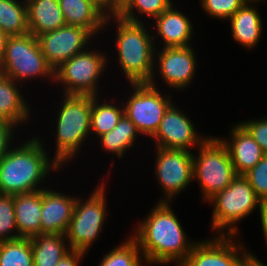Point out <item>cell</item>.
<instances>
[{"instance_id":"1","label":"cell","mask_w":267,"mask_h":266,"mask_svg":"<svg viewBox=\"0 0 267 266\" xmlns=\"http://www.w3.org/2000/svg\"><path fill=\"white\" fill-rule=\"evenodd\" d=\"M169 202H157L130 235L137 241L146 265L180 266L198 241L187 238ZM190 240V241H188Z\"/></svg>"},{"instance_id":"2","label":"cell","mask_w":267,"mask_h":266,"mask_svg":"<svg viewBox=\"0 0 267 266\" xmlns=\"http://www.w3.org/2000/svg\"><path fill=\"white\" fill-rule=\"evenodd\" d=\"M29 139L14 143L0 158V194L16 195L46 188L42 184L46 176L61 170L37 134Z\"/></svg>"},{"instance_id":"3","label":"cell","mask_w":267,"mask_h":266,"mask_svg":"<svg viewBox=\"0 0 267 266\" xmlns=\"http://www.w3.org/2000/svg\"><path fill=\"white\" fill-rule=\"evenodd\" d=\"M110 22L117 25L116 34H113L116 35L117 65L123 70L127 83L149 84L154 75L156 48L147 22H130L118 15L107 16L105 31Z\"/></svg>"},{"instance_id":"4","label":"cell","mask_w":267,"mask_h":266,"mask_svg":"<svg viewBox=\"0 0 267 266\" xmlns=\"http://www.w3.org/2000/svg\"><path fill=\"white\" fill-rule=\"evenodd\" d=\"M55 117L56 139L53 159L62 167L71 162L91 136L92 95H62ZM64 166V167H63Z\"/></svg>"},{"instance_id":"5","label":"cell","mask_w":267,"mask_h":266,"mask_svg":"<svg viewBox=\"0 0 267 266\" xmlns=\"http://www.w3.org/2000/svg\"><path fill=\"white\" fill-rule=\"evenodd\" d=\"M260 201L244 175H237L229 186L207 201L213 205L211 230L217 233L214 235L239 236L237 225L258 207L260 213Z\"/></svg>"},{"instance_id":"6","label":"cell","mask_w":267,"mask_h":266,"mask_svg":"<svg viewBox=\"0 0 267 266\" xmlns=\"http://www.w3.org/2000/svg\"><path fill=\"white\" fill-rule=\"evenodd\" d=\"M193 153V180L198 181L202 199L208 201L237 176L226 146L218 137L208 136Z\"/></svg>"},{"instance_id":"7","label":"cell","mask_w":267,"mask_h":266,"mask_svg":"<svg viewBox=\"0 0 267 266\" xmlns=\"http://www.w3.org/2000/svg\"><path fill=\"white\" fill-rule=\"evenodd\" d=\"M104 179L91 191L84 201L77 197L73 216L69 222L65 237L71 250L88 253L90 247L96 243L103 232V225L107 219V196Z\"/></svg>"},{"instance_id":"8","label":"cell","mask_w":267,"mask_h":266,"mask_svg":"<svg viewBox=\"0 0 267 266\" xmlns=\"http://www.w3.org/2000/svg\"><path fill=\"white\" fill-rule=\"evenodd\" d=\"M0 73L18 83L41 77L54 83V70L47 63L37 37L31 33L7 37Z\"/></svg>"},{"instance_id":"9","label":"cell","mask_w":267,"mask_h":266,"mask_svg":"<svg viewBox=\"0 0 267 266\" xmlns=\"http://www.w3.org/2000/svg\"><path fill=\"white\" fill-rule=\"evenodd\" d=\"M106 53L87 48L57 68L54 71V83L63 86L62 95L99 96V79L109 63Z\"/></svg>"},{"instance_id":"10","label":"cell","mask_w":267,"mask_h":266,"mask_svg":"<svg viewBox=\"0 0 267 266\" xmlns=\"http://www.w3.org/2000/svg\"><path fill=\"white\" fill-rule=\"evenodd\" d=\"M130 88V97L123 100L124 114L135 124L141 135L151 139L158 130L165 111L175 102L172 100L174 95H163L155 78L149 84H130Z\"/></svg>"},{"instance_id":"11","label":"cell","mask_w":267,"mask_h":266,"mask_svg":"<svg viewBox=\"0 0 267 266\" xmlns=\"http://www.w3.org/2000/svg\"><path fill=\"white\" fill-rule=\"evenodd\" d=\"M155 177L162 188L159 202L172 203L193 180V152L155 147Z\"/></svg>"},{"instance_id":"12","label":"cell","mask_w":267,"mask_h":266,"mask_svg":"<svg viewBox=\"0 0 267 266\" xmlns=\"http://www.w3.org/2000/svg\"><path fill=\"white\" fill-rule=\"evenodd\" d=\"M192 47H160V50L156 48L153 78L159 71L158 79H162L164 86L180 92L189 88L198 67L196 51L194 52Z\"/></svg>"},{"instance_id":"13","label":"cell","mask_w":267,"mask_h":266,"mask_svg":"<svg viewBox=\"0 0 267 266\" xmlns=\"http://www.w3.org/2000/svg\"><path fill=\"white\" fill-rule=\"evenodd\" d=\"M240 239L238 236L224 235L198 239L180 266H238L251 253L244 243H240Z\"/></svg>"},{"instance_id":"14","label":"cell","mask_w":267,"mask_h":266,"mask_svg":"<svg viewBox=\"0 0 267 266\" xmlns=\"http://www.w3.org/2000/svg\"><path fill=\"white\" fill-rule=\"evenodd\" d=\"M94 35L81 27L64 25L37 36L41 51L55 71L68 59L87 49ZM92 37V38H91Z\"/></svg>"},{"instance_id":"15","label":"cell","mask_w":267,"mask_h":266,"mask_svg":"<svg viewBox=\"0 0 267 266\" xmlns=\"http://www.w3.org/2000/svg\"><path fill=\"white\" fill-rule=\"evenodd\" d=\"M174 104L175 102L165 111L158 130L151 137L155 143L152 145L164 149L191 151L198 147L208 136L199 135L200 132H197L188 114Z\"/></svg>"},{"instance_id":"16","label":"cell","mask_w":267,"mask_h":266,"mask_svg":"<svg viewBox=\"0 0 267 266\" xmlns=\"http://www.w3.org/2000/svg\"><path fill=\"white\" fill-rule=\"evenodd\" d=\"M42 189L41 234H64L73 216L77 196Z\"/></svg>"},{"instance_id":"17","label":"cell","mask_w":267,"mask_h":266,"mask_svg":"<svg viewBox=\"0 0 267 266\" xmlns=\"http://www.w3.org/2000/svg\"><path fill=\"white\" fill-rule=\"evenodd\" d=\"M189 19L184 12L182 13V11L176 8L174 3L159 16L155 17L153 20L155 26L153 28L157 32H152L156 33L152 35L156 48L158 46L155 43V39L158 36H160L161 42H163L162 48L191 46L190 40L193 38L194 29Z\"/></svg>"},{"instance_id":"18","label":"cell","mask_w":267,"mask_h":266,"mask_svg":"<svg viewBox=\"0 0 267 266\" xmlns=\"http://www.w3.org/2000/svg\"><path fill=\"white\" fill-rule=\"evenodd\" d=\"M229 132L228 138H218L226 146L236 174L244 175L265 156V153L239 123L233 124Z\"/></svg>"},{"instance_id":"19","label":"cell","mask_w":267,"mask_h":266,"mask_svg":"<svg viewBox=\"0 0 267 266\" xmlns=\"http://www.w3.org/2000/svg\"><path fill=\"white\" fill-rule=\"evenodd\" d=\"M263 1L265 2L266 0L246 2L232 17L228 19L230 22L229 26H231V36L233 37V40L245 49H253L260 42L263 32V23L261 18L262 16H260L256 5ZM254 3L257 4L255 5Z\"/></svg>"},{"instance_id":"20","label":"cell","mask_w":267,"mask_h":266,"mask_svg":"<svg viewBox=\"0 0 267 266\" xmlns=\"http://www.w3.org/2000/svg\"><path fill=\"white\" fill-rule=\"evenodd\" d=\"M18 236L31 238L41 234L42 189L13 195Z\"/></svg>"},{"instance_id":"21","label":"cell","mask_w":267,"mask_h":266,"mask_svg":"<svg viewBox=\"0 0 267 266\" xmlns=\"http://www.w3.org/2000/svg\"><path fill=\"white\" fill-rule=\"evenodd\" d=\"M19 85L20 83L0 73V119L13 123L17 128L30 122L29 109H32L22 95Z\"/></svg>"},{"instance_id":"22","label":"cell","mask_w":267,"mask_h":266,"mask_svg":"<svg viewBox=\"0 0 267 266\" xmlns=\"http://www.w3.org/2000/svg\"><path fill=\"white\" fill-rule=\"evenodd\" d=\"M67 25L90 31L94 37L105 28L107 15L90 0H58Z\"/></svg>"},{"instance_id":"23","label":"cell","mask_w":267,"mask_h":266,"mask_svg":"<svg viewBox=\"0 0 267 266\" xmlns=\"http://www.w3.org/2000/svg\"><path fill=\"white\" fill-rule=\"evenodd\" d=\"M29 33L35 37L66 25L58 0H26Z\"/></svg>"},{"instance_id":"24","label":"cell","mask_w":267,"mask_h":266,"mask_svg":"<svg viewBox=\"0 0 267 266\" xmlns=\"http://www.w3.org/2000/svg\"><path fill=\"white\" fill-rule=\"evenodd\" d=\"M64 234H38L30 238L34 266H55L71 249Z\"/></svg>"},{"instance_id":"25","label":"cell","mask_w":267,"mask_h":266,"mask_svg":"<svg viewBox=\"0 0 267 266\" xmlns=\"http://www.w3.org/2000/svg\"><path fill=\"white\" fill-rule=\"evenodd\" d=\"M138 135L135 124L124 114L119 123L109 132L100 136V145L109 154L118 159L123 158L127 151L135 147ZM116 155V156H114Z\"/></svg>"},{"instance_id":"26","label":"cell","mask_w":267,"mask_h":266,"mask_svg":"<svg viewBox=\"0 0 267 266\" xmlns=\"http://www.w3.org/2000/svg\"><path fill=\"white\" fill-rule=\"evenodd\" d=\"M99 99L100 96H92L90 127L91 136L94 134L96 138L111 131L124 115L123 104L117 105L112 99V103L111 101L107 103V99L104 101Z\"/></svg>"},{"instance_id":"27","label":"cell","mask_w":267,"mask_h":266,"mask_svg":"<svg viewBox=\"0 0 267 266\" xmlns=\"http://www.w3.org/2000/svg\"><path fill=\"white\" fill-rule=\"evenodd\" d=\"M0 29L7 36L29 33L26 0H0Z\"/></svg>"},{"instance_id":"28","label":"cell","mask_w":267,"mask_h":266,"mask_svg":"<svg viewBox=\"0 0 267 266\" xmlns=\"http://www.w3.org/2000/svg\"><path fill=\"white\" fill-rule=\"evenodd\" d=\"M172 3L174 2L171 0H122L118 16L130 22H146L142 21V16L140 15L153 20L164 12ZM136 13H138V15Z\"/></svg>"},{"instance_id":"29","label":"cell","mask_w":267,"mask_h":266,"mask_svg":"<svg viewBox=\"0 0 267 266\" xmlns=\"http://www.w3.org/2000/svg\"><path fill=\"white\" fill-rule=\"evenodd\" d=\"M0 266H34L30 238L1 241Z\"/></svg>"},{"instance_id":"30","label":"cell","mask_w":267,"mask_h":266,"mask_svg":"<svg viewBox=\"0 0 267 266\" xmlns=\"http://www.w3.org/2000/svg\"><path fill=\"white\" fill-rule=\"evenodd\" d=\"M127 238L111 251H107L98 266H142L141 263L145 260L137 241L132 236Z\"/></svg>"},{"instance_id":"31","label":"cell","mask_w":267,"mask_h":266,"mask_svg":"<svg viewBox=\"0 0 267 266\" xmlns=\"http://www.w3.org/2000/svg\"><path fill=\"white\" fill-rule=\"evenodd\" d=\"M17 238L13 195L0 194V242Z\"/></svg>"},{"instance_id":"32","label":"cell","mask_w":267,"mask_h":266,"mask_svg":"<svg viewBox=\"0 0 267 266\" xmlns=\"http://www.w3.org/2000/svg\"><path fill=\"white\" fill-rule=\"evenodd\" d=\"M246 2V0H200L201 8L206 15L222 21H228Z\"/></svg>"},{"instance_id":"33","label":"cell","mask_w":267,"mask_h":266,"mask_svg":"<svg viewBox=\"0 0 267 266\" xmlns=\"http://www.w3.org/2000/svg\"><path fill=\"white\" fill-rule=\"evenodd\" d=\"M244 177L260 199L267 195V154Z\"/></svg>"},{"instance_id":"34","label":"cell","mask_w":267,"mask_h":266,"mask_svg":"<svg viewBox=\"0 0 267 266\" xmlns=\"http://www.w3.org/2000/svg\"><path fill=\"white\" fill-rule=\"evenodd\" d=\"M262 118V119H261ZM238 122L267 154V117Z\"/></svg>"},{"instance_id":"35","label":"cell","mask_w":267,"mask_h":266,"mask_svg":"<svg viewBox=\"0 0 267 266\" xmlns=\"http://www.w3.org/2000/svg\"><path fill=\"white\" fill-rule=\"evenodd\" d=\"M16 127V128H15ZM17 126L0 119V158L12 147L15 142ZM12 143V144H11Z\"/></svg>"},{"instance_id":"36","label":"cell","mask_w":267,"mask_h":266,"mask_svg":"<svg viewBox=\"0 0 267 266\" xmlns=\"http://www.w3.org/2000/svg\"><path fill=\"white\" fill-rule=\"evenodd\" d=\"M100 8L107 16L118 15L122 0H90Z\"/></svg>"},{"instance_id":"37","label":"cell","mask_w":267,"mask_h":266,"mask_svg":"<svg viewBox=\"0 0 267 266\" xmlns=\"http://www.w3.org/2000/svg\"><path fill=\"white\" fill-rule=\"evenodd\" d=\"M86 257V253L71 250L55 266H80L79 263Z\"/></svg>"},{"instance_id":"38","label":"cell","mask_w":267,"mask_h":266,"mask_svg":"<svg viewBox=\"0 0 267 266\" xmlns=\"http://www.w3.org/2000/svg\"><path fill=\"white\" fill-rule=\"evenodd\" d=\"M260 223L265 238V244H267V195H265L260 201Z\"/></svg>"},{"instance_id":"39","label":"cell","mask_w":267,"mask_h":266,"mask_svg":"<svg viewBox=\"0 0 267 266\" xmlns=\"http://www.w3.org/2000/svg\"><path fill=\"white\" fill-rule=\"evenodd\" d=\"M238 266H267L253 253H250Z\"/></svg>"},{"instance_id":"40","label":"cell","mask_w":267,"mask_h":266,"mask_svg":"<svg viewBox=\"0 0 267 266\" xmlns=\"http://www.w3.org/2000/svg\"><path fill=\"white\" fill-rule=\"evenodd\" d=\"M7 35L0 29V68L2 66V62L5 54V43L7 40Z\"/></svg>"},{"instance_id":"41","label":"cell","mask_w":267,"mask_h":266,"mask_svg":"<svg viewBox=\"0 0 267 266\" xmlns=\"http://www.w3.org/2000/svg\"><path fill=\"white\" fill-rule=\"evenodd\" d=\"M247 2H258V1H261V0H246Z\"/></svg>"}]
</instances>
